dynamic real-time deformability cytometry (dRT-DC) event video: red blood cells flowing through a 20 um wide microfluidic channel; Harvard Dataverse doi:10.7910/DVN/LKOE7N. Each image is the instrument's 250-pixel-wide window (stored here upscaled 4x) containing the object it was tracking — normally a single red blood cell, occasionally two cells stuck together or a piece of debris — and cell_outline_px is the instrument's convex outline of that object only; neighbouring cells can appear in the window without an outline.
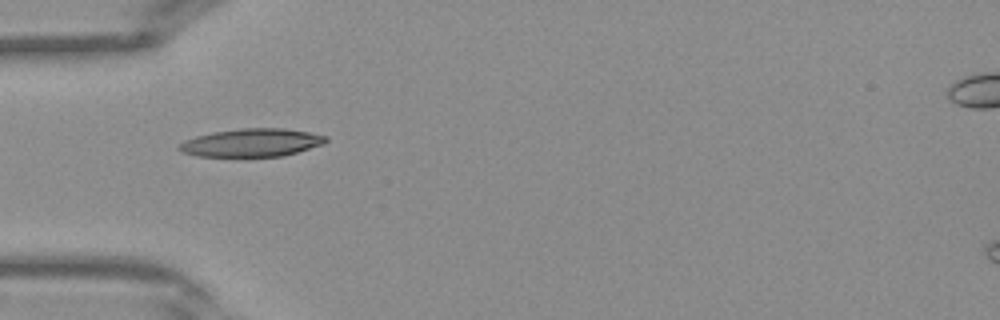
{"species": "Egyptian fruit bat (a non-hibernating species)", "species_latin": "Rousettus aegyptiacus", "temperature_condition": "warm", "stored_images_in_passage": 29, "camera_frame_rate_fps": 3000, "um_per_image_px": 0.085, "frame": {"image": 1, "passage_image": 1, "time_ms": 0.0, "image_size_px": [1000, 320], "cell_outline_px": [[328, 140], [324, 144], [284, 156], [196, 156], [184, 152], [176, 148], [184, 140], [196, 136], [212, 132], [240, 128], [284, 128], [308, 132], [328, 136]], "centroid_in_image_um": [21.41, 12.12], "position_along_channel_um": 63.6, "area_um2": 23.99}}
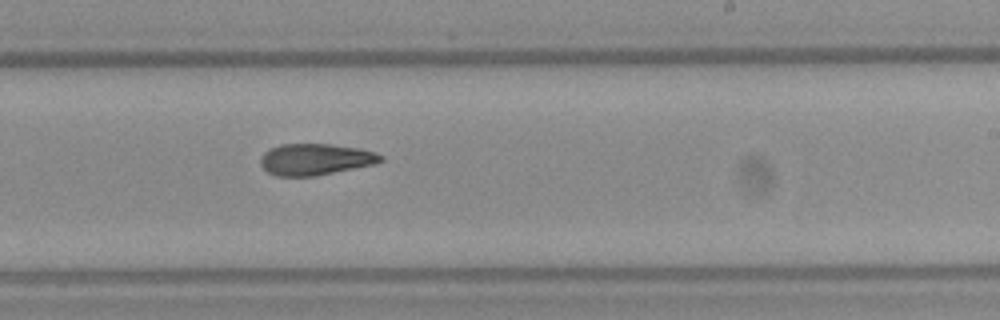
{"frame": {"image": 2, "passage_image": 13, "time_ms": 4.0, "image_size_px": [1000, 320], "cell_outline_px": [[384, 160], [376, 164], [316, 176], [276, 176], [268, 172], [260, 164], [260, 156], [264, 152], [280, 144], [328, 144], [360, 148], [376, 152], [384, 156]], "centroid_in_image_um": [26.84, 13.55], "position_along_channel_um": 262.2, "area_um2": 22.2}}
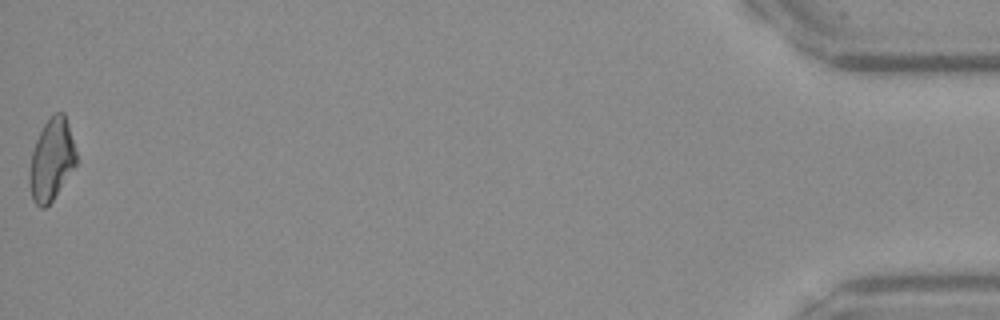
{"frame": {"image": 3, "passage_image": 29, "time_ms": 9.333, "image_size_px": [1000, 320], "cell_outline_px": [[76, 164], [52, 200], [44, 208], [40, 208], [32, 200], [28, 176], [32, 152], [36, 140], [44, 124], [56, 112], [64, 112], [68, 124], [76, 152]], "centroid_in_image_um": [4.36, 13.59], "position_along_channel_um": 430.8, "area_um2": 21.91}}